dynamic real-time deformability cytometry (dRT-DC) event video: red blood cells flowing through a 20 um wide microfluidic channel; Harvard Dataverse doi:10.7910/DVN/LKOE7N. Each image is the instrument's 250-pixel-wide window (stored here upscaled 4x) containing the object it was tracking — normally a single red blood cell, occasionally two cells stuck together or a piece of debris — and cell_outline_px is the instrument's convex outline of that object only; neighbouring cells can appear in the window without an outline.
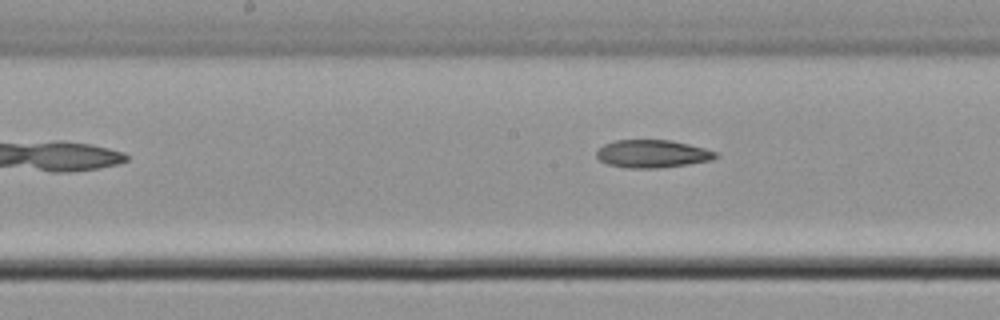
{"species": "common noctule bat (a hibernating species)", "species_latin": "Nyctalus noctula", "temperature_condition": "cold", "stored_images_in_passage": 6, "camera_frame_rate_fps": 3000, "um_per_image_px": 0.085, "animal": {"sex": "male", "body_mass_g": 21.5, "forearm_length_mm": 52.0}, "frame": {"image": 1, "passage_image": 6, "time_ms": 6.333, "image_size_px": [1000, 320], "cell_outline_px": [[720, 156], [712, 160], [688, 164], [656, 168], [628, 168], [608, 164], [600, 160], [596, 156], [596, 152], [604, 144], [616, 140], [672, 140], [720, 152]], "centroid_in_image_um": [55.5, 13.07], "position_along_channel_um": 192.7, "area_um2": 19.36}}